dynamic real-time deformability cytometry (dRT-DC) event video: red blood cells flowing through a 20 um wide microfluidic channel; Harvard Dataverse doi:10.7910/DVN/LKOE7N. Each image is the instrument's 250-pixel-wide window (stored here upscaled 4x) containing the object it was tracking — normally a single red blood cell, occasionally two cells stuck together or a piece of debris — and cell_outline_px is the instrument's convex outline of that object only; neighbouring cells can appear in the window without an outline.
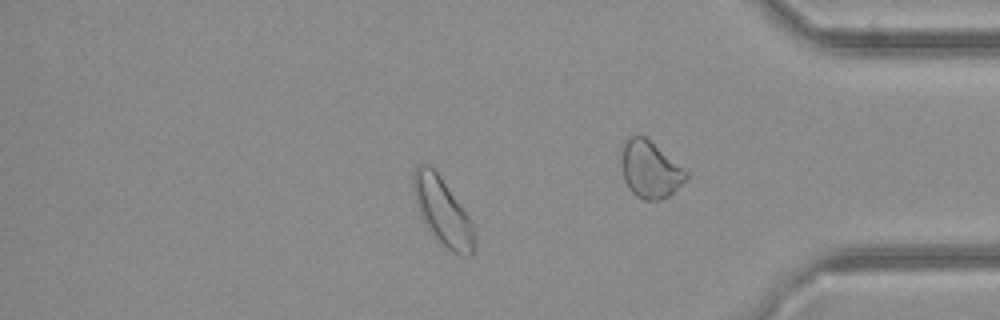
{"species": "common noctule bat (a hibernating species)", "species_latin": "Nyctalus noctula", "temperature_condition": "cold", "stored_images_in_passage": 28, "camera_frame_rate_fps": 3000, "um_per_image_px": 0.085, "animal": {"sex": "female", "body_mass_g": 21.9}, "frame": {"image": 1, "passage_image": 24, "time_ms": 7.667, "image_size_px": [1000, 320], "cell_outline_px": [[476, 240], [472, 252], [468, 256], [460, 256], [452, 252], [428, 228], [416, 204], [412, 184], [412, 176], [416, 164], [424, 160], [440, 176], [472, 220]], "centroid_in_image_um": [37.62, 17.92], "position_along_channel_um": 397.6, "area_um2": 23.76}}